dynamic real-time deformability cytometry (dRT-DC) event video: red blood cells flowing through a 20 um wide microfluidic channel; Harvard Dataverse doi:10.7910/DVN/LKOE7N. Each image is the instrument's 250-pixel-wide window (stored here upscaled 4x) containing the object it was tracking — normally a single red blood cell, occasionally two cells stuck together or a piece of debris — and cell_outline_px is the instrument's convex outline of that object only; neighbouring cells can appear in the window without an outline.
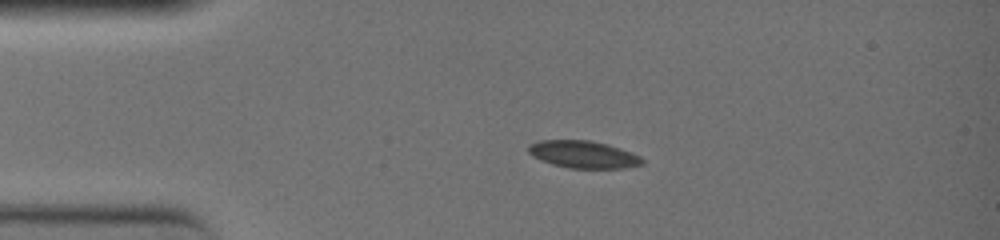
{"species": "common noctule bat (a hibernating species)", "species_latin": "Nyctalus noctula", "temperature_condition": "warm", "stored_images_in_passage": 11, "camera_frame_rate_fps": 3000, "um_per_image_px": 0.085, "animal": {"sex": "female", "body_mass_g": 19.0, "forearm_length_mm": 51.5}, "frame": {"image": 1, "passage_image": 1, "time_ms": 0.0, "image_size_px": [1000, 240], "cell_outline_px": [[644, 164], [624, 168], [568, 168], [552, 164], [540, 160], [532, 156], [528, 152], [528, 144], [540, 140], [588, 140], [608, 144], [632, 152], [640, 156], [644, 160]], "centroid_in_image_um": [49.58, 13.12], "position_along_channel_um": 35.4, "area_um2": 18.26}}
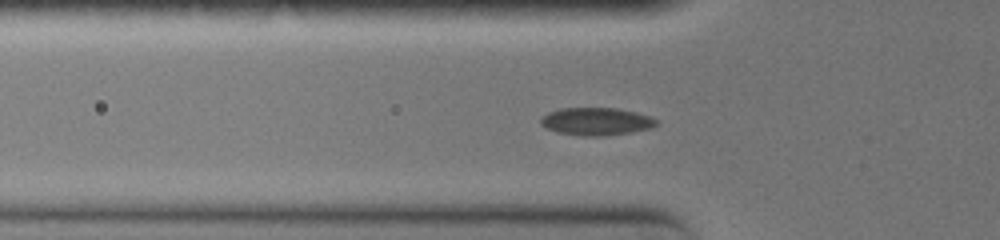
{"frame": {"image": 2, "passage_image": 7, "time_ms": 2.0, "image_size_px": [1000, 240], "cell_outline_px": [[660, 124], [652, 128], [632, 132], [604, 136], [584, 136], [560, 132], [548, 128], [540, 124], [540, 120], [548, 112], [560, 108], [616, 108], [636, 112], [648, 116], [656, 120]], "centroid_in_image_um": [50.72, 10.32], "position_along_channel_um": 75.1, "area_um2": 18.55}}
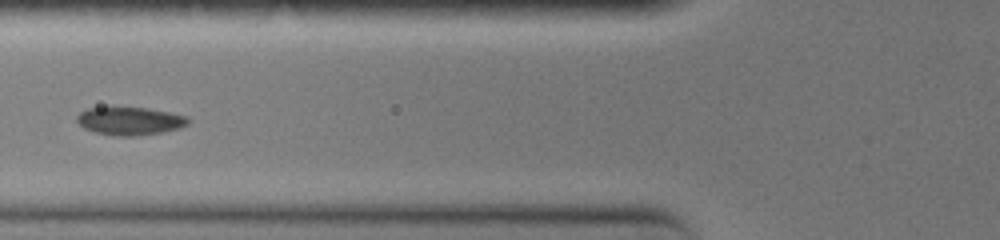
{"frame": {"image": 3, "passage_image": 10, "time_ms": 3.0, "image_size_px": [1000, 240], "cell_outline_px": [[192, 120], [188, 124], [180, 128], [160, 132], [136, 136], [116, 136], [96, 132], [84, 128], [76, 120], [76, 116], [80, 112], [88, 108], [112, 104], [148, 108], [188, 116]], "centroid_in_image_um": [11.02, 10.23], "position_along_channel_um": 114.8, "area_um2": 18.9}}